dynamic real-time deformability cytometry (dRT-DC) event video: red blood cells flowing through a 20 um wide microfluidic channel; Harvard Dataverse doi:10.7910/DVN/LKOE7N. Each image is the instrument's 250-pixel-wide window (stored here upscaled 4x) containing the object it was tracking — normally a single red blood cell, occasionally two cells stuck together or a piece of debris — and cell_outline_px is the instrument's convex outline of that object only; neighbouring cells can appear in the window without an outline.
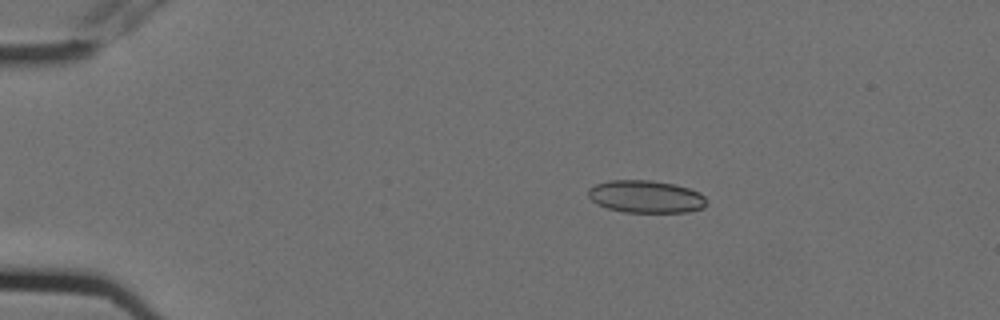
{"species": "Egyptian fruit bat (a non-hibernating species)", "species_latin": "Rousettus aegyptiacus", "temperature_condition": "cold", "stored_images_in_passage": 1, "camera_frame_rate_fps": 3000, "um_per_image_px": 0.085, "animal": {"sex": "female"}, "frame": {"image": 1, "passage_image": 1, "time_ms": 0.0, "image_size_px": [1000, 320], "cell_outline_px": [[708, 204], [704, 208], [688, 212], [624, 212], [608, 208], [596, 204], [588, 196], [588, 188], [596, 184], [608, 180], [652, 180], [672, 184], [688, 188], [700, 192], [704, 196]], "centroid_in_image_um": [54.91, 16.71], "position_along_channel_um": 30.1, "area_um2": 22.54}}